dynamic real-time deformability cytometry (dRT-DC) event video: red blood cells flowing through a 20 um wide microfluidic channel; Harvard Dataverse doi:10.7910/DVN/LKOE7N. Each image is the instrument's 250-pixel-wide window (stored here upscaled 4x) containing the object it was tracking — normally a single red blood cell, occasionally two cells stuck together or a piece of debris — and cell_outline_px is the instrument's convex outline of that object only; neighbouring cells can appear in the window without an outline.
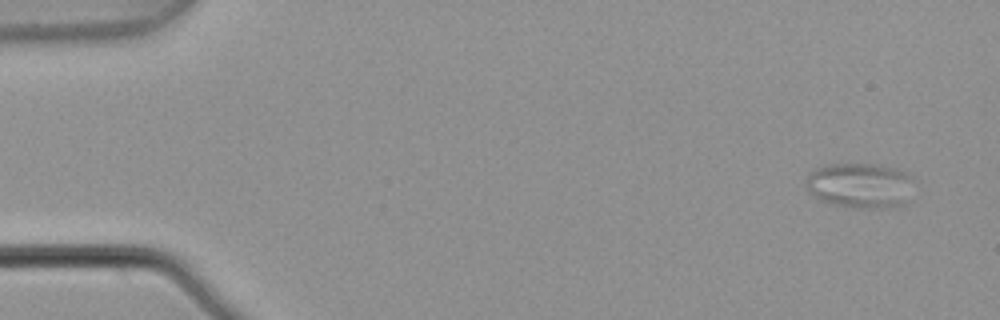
{"species": "common noctule bat (a hibernating species)", "species_latin": "Nyctalus noctula", "temperature_condition": "warm", "stored_images_in_passage": 7, "camera_frame_rate_fps": 3000, "um_per_image_px": 0.085, "animal": {"sex": "male", "body_mass_g": 21.5, "forearm_length_mm": 52.0}, "frame": {"image": 1, "passage_image": 1, "time_ms": 0.0, "image_size_px": [1000, 320], "cell_outline_px": [[916, 176], [904, 204], [884, 208], [856, 208], [836, 204], [820, 200], [808, 192], [808, 172], [824, 164], [880, 164], [896, 168], [908, 172]], "centroid_in_image_um": [73.15, 15.73], "position_along_channel_um": 11.9, "area_um2": 28.67}}
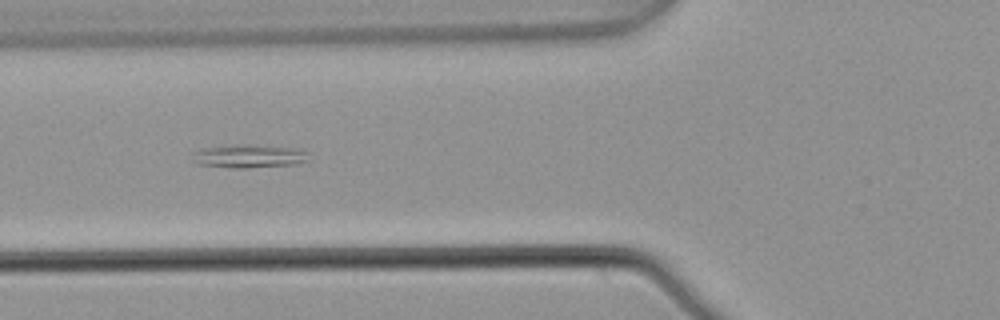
{"frame": {"image": 2, "passage_image": 6, "time_ms": 1.667, "image_size_px": [1000, 320], "cell_outline_px": [[308, 160], [296, 164], [248, 168], [232, 168], [196, 164], [192, 152], [200, 148], [244, 144], [300, 148], [308, 152]], "centroid_in_image_um": [21.18, 13.27], "position_along_channel_um": 104.6, "area_um2": 15.95}}
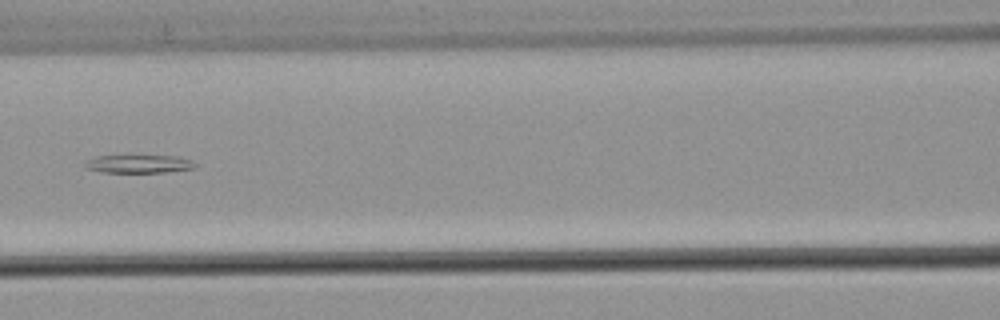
{"frame": {"image": 3, "passage_image": 7, "time_ms": 2.0, "image_size_px": [1000, 320], "cell_outline_px": [[196, 168], [164, 172], [104, 172], [88, 168], [84, 164], [88, 160], [96, 156], [128, 152], [180, 156], [192, 160], [196, 164]], "centroid_in_image_um": [11.83, 13.85], "position_along_channel_um": 154.8, "area_um2": 12.66}}